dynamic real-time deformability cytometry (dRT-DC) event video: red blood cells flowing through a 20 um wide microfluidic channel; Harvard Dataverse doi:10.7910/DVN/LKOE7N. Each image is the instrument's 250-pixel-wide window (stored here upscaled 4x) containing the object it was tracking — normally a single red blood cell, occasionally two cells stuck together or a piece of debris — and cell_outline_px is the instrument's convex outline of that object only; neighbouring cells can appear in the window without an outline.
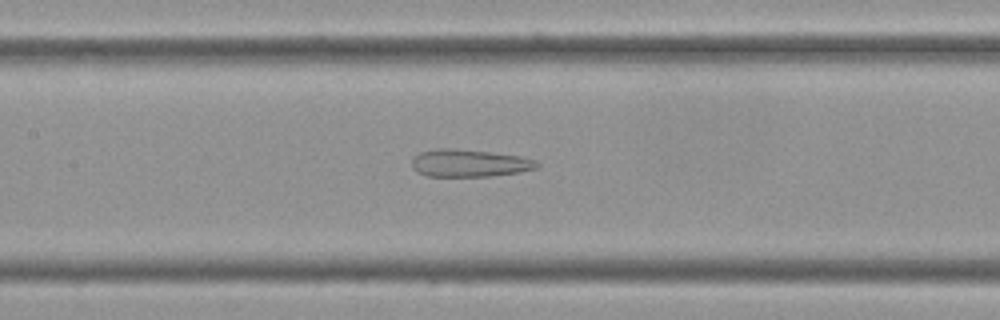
{"species": "Egyptian fruit bat (a non-hibernating species)", "species_latin": "Rousettus aegyptiacus", "temperature_condition": "cold", "stored_images_in_passage": 44, "camera_frame_rate_fps": 3000, "um_per_image_px": 0.085, "frame": {"image": 1, "passage_image": 24, "time_ms": 7.667, "image_size_px": [1000, 320], "cell_outline_px": [[540, 164], [536, 168], [520, 172], [492, 176], [428, 176], [416, 172], [412, 168], [412, 160], [420, 152], [436, 148], [452, 148], [492, 152], [520, 156], [536, 160]], "centroid_in_image_um": [39.89, 13.86], "position_along_channel_um": 167.5, "area_um2": 20.11}}
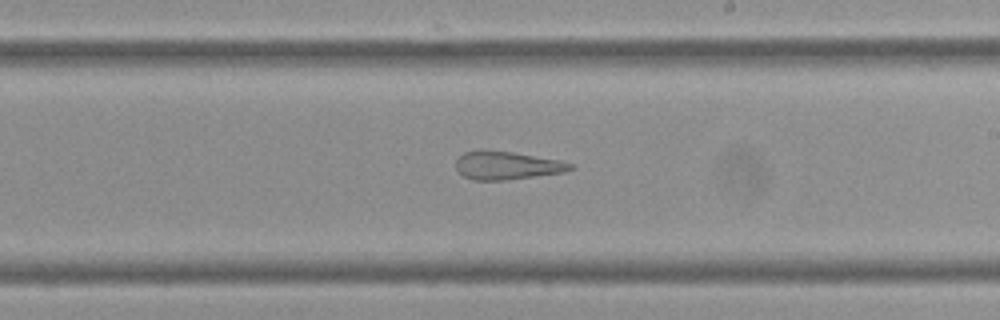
{"frame": {"image": 2, "passage_image": 31, "time_ms": 10.0, "image_size_px": [1000, 320], "cell_outline_px": [[572, 168], [564, 172], [504, 180], [472, 180], [464, 176], [456, 168], [456, 160], [464, 152], [480, 148], [484, 148], [512, 152], [560, 160], [572, 164]], "centroid_in_image_um": [43.02, 14.04], "position_along_channel_um": 246.0, "area_um2": 18.84}}
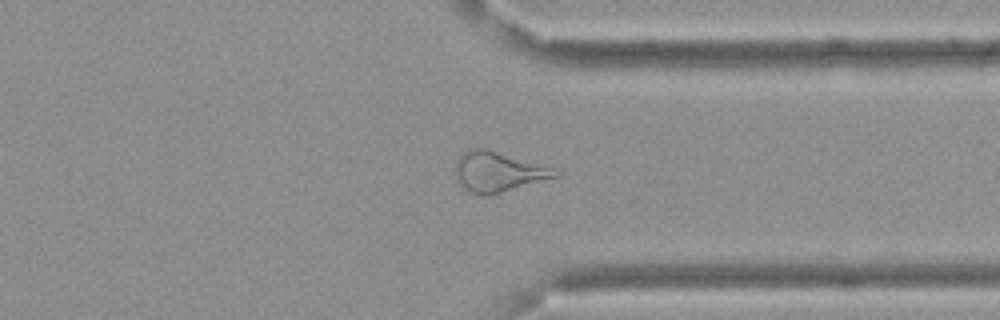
{"frame": {"image": 3, "passage_image": 42, "time_ms": 13.667, "image_size_px": [1000, 320], "cell_outline_px": [[560, 176], [500, 192], [468, 192], [460, 184], [456, 172], [456, 160], [468, 148], [488, 148], [560, 172]], "centroid_in_image_um": [42.3, 14.56], "position_along_channel_um": 369.1, "area_um2": 22.2}}